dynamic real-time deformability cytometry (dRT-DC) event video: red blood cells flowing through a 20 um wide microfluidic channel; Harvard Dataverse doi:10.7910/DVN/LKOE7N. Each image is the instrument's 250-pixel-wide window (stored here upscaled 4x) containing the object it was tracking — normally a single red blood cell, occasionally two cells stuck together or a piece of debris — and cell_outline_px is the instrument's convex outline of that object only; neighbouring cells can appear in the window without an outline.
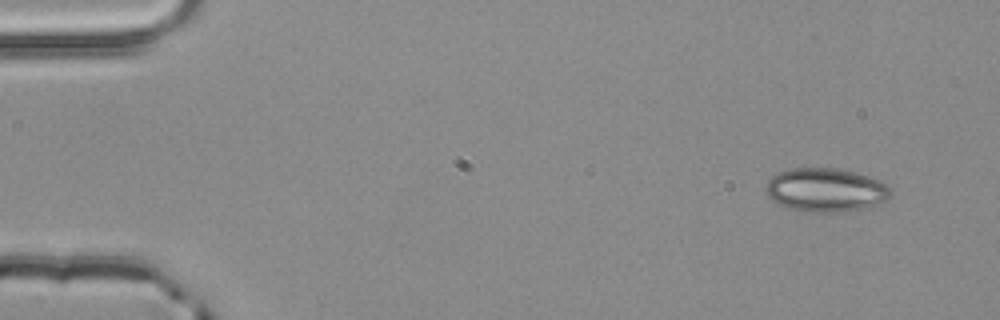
{"species": "common noctule bat (a hibernating species)", "species_latin": "Nyctalus noctula", "temperature_condition": "room temperature", "stored_images_in_passage": 4, "camera_frame_rate_fps": 3000, "um_per_image_px": 0.085, "animal": {"sex": "male", "body_mass_g": 20.4}, "frame": {"image": 1, "passage_image": 1, "time_ms": 0.0, "image_size_px": [1000, 320], "cell_outline_px": [[892, 196], [884, 200], [864, 208], [840, 212], [812, 212], [788, 208], [772, 200], [768, 196], [768, 180], [776, 172], [792, 168], [836, 168], [856, 172], [880, 180], [888, 184], [892, 188]], "centroid_in_image_um": [70.22, 16.13], "position_along_channel_um": 14.8, "area_um2": 31.73}}
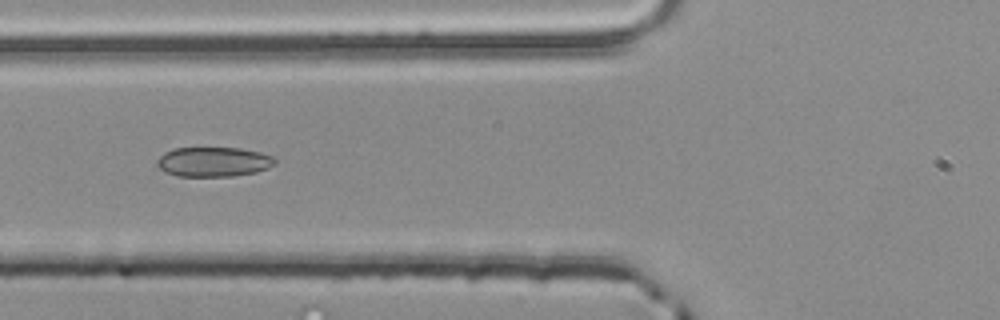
{"frame": {"image": 2, "passage_image": 4, "time_ms": 1.0, "image_size_px": [1000, 320], "cell_outline_px": [[276, 164], [268, 168], [256, 172], [232, 176], [176, 176], [164, 172], [156, 164], [156, 160], [164, 152], [172, 148], [240, 148], [260, 152], [272, 156], [276, 160]], "centroid_in_image_um": [18.13, 13.75], "position_along_channel_um": 107.7, "area_um2": 20.52}}